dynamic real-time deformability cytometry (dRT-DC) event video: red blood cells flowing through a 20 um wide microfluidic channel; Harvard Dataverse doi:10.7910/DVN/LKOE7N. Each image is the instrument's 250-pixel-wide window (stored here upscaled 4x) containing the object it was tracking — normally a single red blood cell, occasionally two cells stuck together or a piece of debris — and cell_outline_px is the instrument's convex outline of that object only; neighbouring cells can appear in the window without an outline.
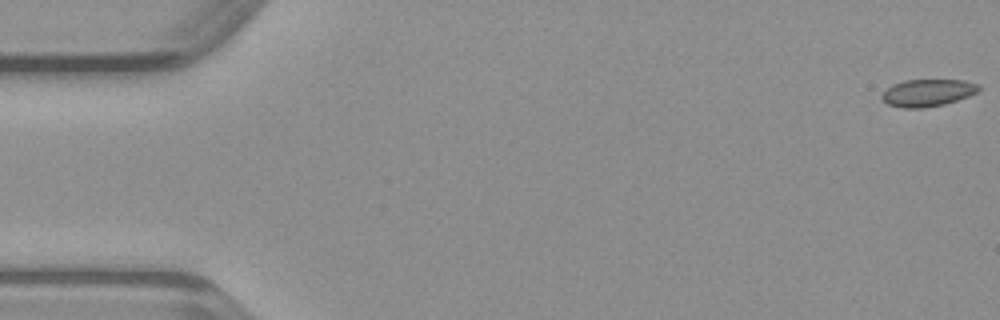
{"species": "common noctule bat (a hibernating species)", "species_latin": "Nyctalus noctula", "temperature_condition": "warm", "stored_images_in_passage": 6, "camera_frame_rate_fps": 3000, "um_per_image_px": 0.085, "animal": {"sex": "male", "body_mass_g": 23.1, "forearm_length_mm": 52.7}, "frame": {"image": 1, "passage_image": 1, "time_ms": 0.0, "image_size_px": [1000, 320], "cell_outline_px": [[980, 88], [976, 92], [968, 96], [944, 104], [924, 108], [904, 108], [888, 104], [880, 96], [892, 84], [904, 80], [964, 80], [980, 84]], "centroid_in_image_um": [78.85, 7.88], "position_along_channel_um": 6.1, "area_um2": 15.26}}